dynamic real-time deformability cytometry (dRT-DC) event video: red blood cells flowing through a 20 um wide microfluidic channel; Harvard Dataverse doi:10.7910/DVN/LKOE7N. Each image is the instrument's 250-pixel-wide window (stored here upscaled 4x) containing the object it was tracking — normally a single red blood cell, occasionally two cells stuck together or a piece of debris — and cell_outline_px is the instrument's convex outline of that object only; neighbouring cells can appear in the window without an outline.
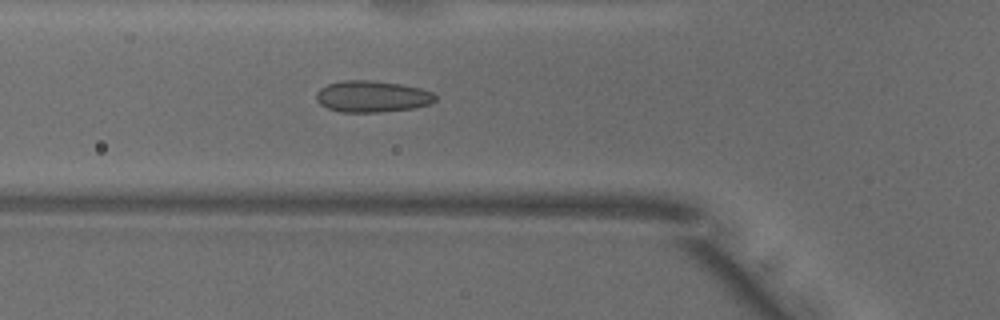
{"species": "common noctule bat (a hibernating species)", "species_latin": "Nyctalus noctula", "temperature_condition": "warm", "stored_images_in_passage": 38, "camera_frame_rate_fps": 3000, "um_per_image_px": 0.085, "animal": {"sex": "male", "body_mass_g": 18.8}, "frame": {"image": 1, "passage_image": 5, "time_ms": 1.333, "image_size_px": [1000, 320], "cell_outline_px": [[436, 100], [432, 104], [412, 108], [380, 112], [340, 112], [328, 108], [320, 104], [316, 100], [316, 92], [320, 88], [328, 84], [344, 80], [368, 80], [400, 84], [420, 88], [432, 92], [436, 96]], "centroid_in_image_um": [31.63, 8.2], "position_along_channel_um": 94.2, "area_um2": 21.85}}
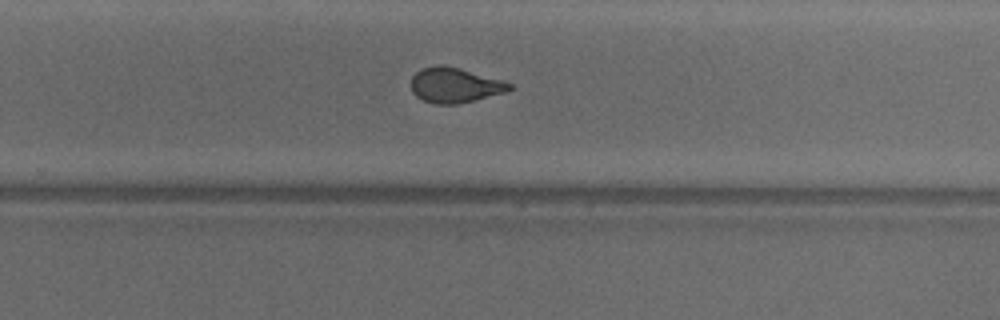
{"frame": {"image": 2, "passage_image": 20, "time_ms": 6.333, "image_size_px": [1000, 320], "cell_outline_px": [[512, 88], [508, 92], [456, 104], [436, 104], [424, 100], [416, 96], [412, 92], [412, 76], [420, 68], [440, 64], [456, 68], [500, 80], [512, 84]], "centroid_in_image_um": [38.63, 7.25], "position_along_channel_um": 291.2, "area_um2": 19.71}}
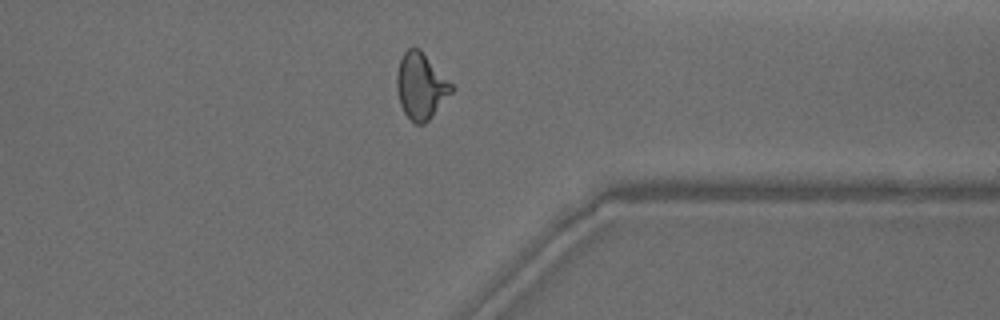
{"frame": {"image": 3, "passage_image": 27, "time_ms": 8.667, "image_size_px": [1000, 320], "cell_outline_px": [[456, 88], [432, 116], [424, 124], [416, 124], [404, 112], [400, 104], [396, 88], [396, 72], [400, 60], [404, 52], [408, 48], [420, 48]], "centroid_in_image_um": [35.78, 7.3], "position_along_channel_um": 375.6, "area_um2": 21.1}, "authors_computed_cell_mechanics": {"area_um2": 20.5479, "velocity_mm_per_s": 3.9306, "shape_relaxation_time_tau1_ms": 8.5731, "shape_relaxation_time_tau2_ms": 0.7562, "deformation_change_tau1": 0.1838, "deformation_change_tau2": 0.0666}}